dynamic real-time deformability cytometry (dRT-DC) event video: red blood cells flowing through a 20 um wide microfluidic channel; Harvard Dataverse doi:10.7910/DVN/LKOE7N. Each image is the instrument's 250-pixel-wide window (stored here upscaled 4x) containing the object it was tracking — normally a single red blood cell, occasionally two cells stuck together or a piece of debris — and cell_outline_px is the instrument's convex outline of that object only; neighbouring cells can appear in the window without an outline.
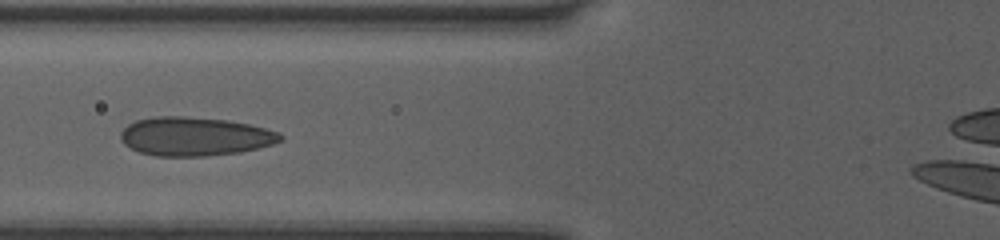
{"species": "human", "species_latin": "Homo sapiens", "temperature_condition": "room temperature", "stored_images_in_passage": 8, "camera_frame_rate_fps": 3000, "um_per_image_px": 0.085, "donor": {"sex": "female"}, "frame": {"image": 1, "passage_image": 3, "time_ms": 0.667, "image_size_px": [1000, 240], "cell_outline_px": [[284, 140], [272, 144], [240, 152], [204, 156], [156, 156], [140, 152], [124, 144], [120, 140], [120, 132], [128, 124], [136, 120], [152, 116], [184, 116], [228, 120], [248, 124], [280, 132], [284, 136]], "centroid_in_image_um": [16.55, 11.59], "position_along_channel_um": 109.3, "area_um2": 36.18}}
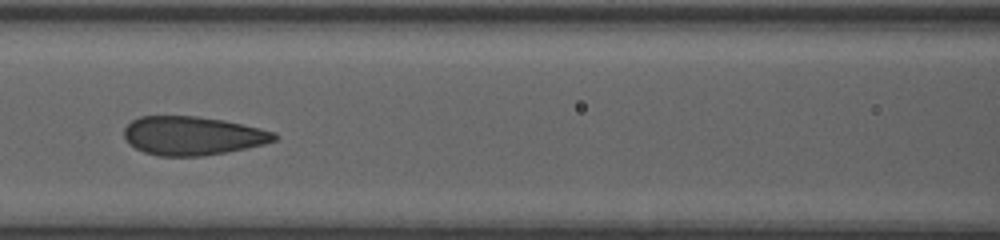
{"frame": {"image": 2, "passage_image": 5, "time_ms": 1.333, "image_size_px": [1000, 240], "cell_outline_px": [[280, 136], [276, 140], [264, 144], [224, 152], [200, 156], [160, 156], [144, 152], [128, 144], [124, 136], [124, 128], [132, 120], [140, 116], [196, 116], [224, 120], [260, 128], [276, 132]], "centroid_in_image_um": [16.36, 11.53], "position_along_channel_um": 150.2, "area_um2": 33.87}}
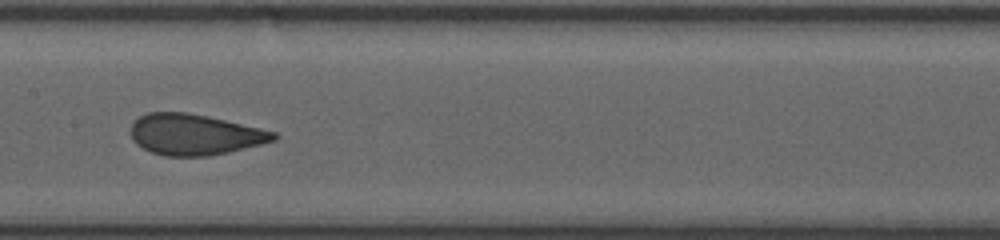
{"frame": {"image": 3, "passage_image": 7, "time_ms": 2.0, "image_size_px": [1000, 240], "cell_outline_px": [[280, 136], [276, 140], [228, 152], [208, 156], [164, 156], [152, 152], [136, 144], [132, 140], [132, 124], [140, 116], [148, 112], [184, 112], [224, 120], [260, 128], [276, 132]], "centroid_in_image_um": [16.55, 11.44], "position_along_channel_um": 190.9, "area_um2": 33.7}}